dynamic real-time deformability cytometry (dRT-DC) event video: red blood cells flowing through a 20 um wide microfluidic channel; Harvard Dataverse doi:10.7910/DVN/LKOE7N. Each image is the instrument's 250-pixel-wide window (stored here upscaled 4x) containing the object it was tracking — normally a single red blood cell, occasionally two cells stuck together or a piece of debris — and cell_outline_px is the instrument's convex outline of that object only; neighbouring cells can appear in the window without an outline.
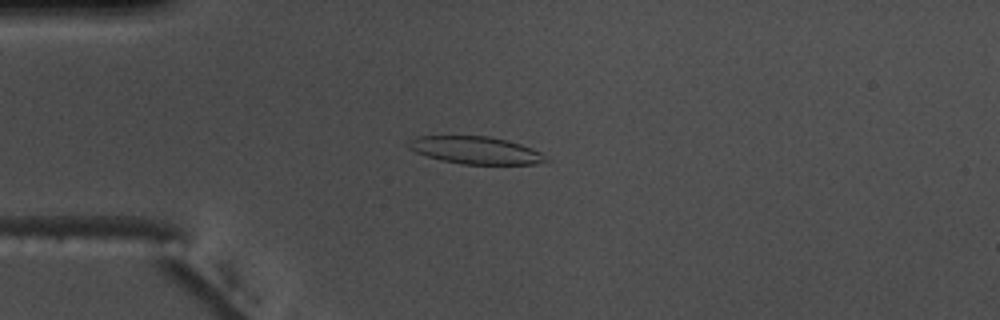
{"species": "common noctule bat (a hibernating species)", "species_latin": "Nyctalus noctula", "temperature_condition": "warm", "stored_images_in_passage": 54, "camera_frame_rate_fps": 3000, "um_per_image_px": 0.085, "animal": {"sex": "male", "body_mass_g": 17.5, "forearm_length_mm": 52.3}, "frame": {"image": 1, "passage_image": 14, "time_ms": 4.333, "image_size_px": [1000, 320], "cell_outline_px": [[552, 160], [536, 164], [460, 164], [440, 160], [416, 152], [408, 148], [408, 140], [416, 136], [488, 136], [508, 140], [532, 148], [540, 152]], "centroid_in_image_um": [40.44, 12.77], "position_along_channel_um": 44.6, "area_um2": 22.08}}
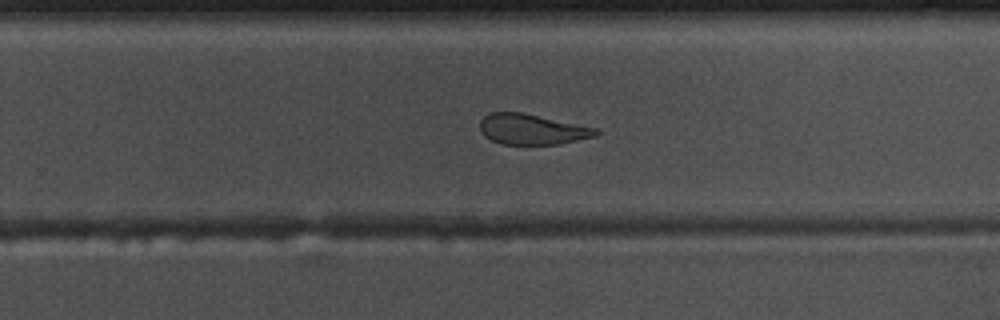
{"frame": {"image": 2, "passage_image": 35, "time_ms": 11.333, "image_size_px": [1000, 320], "cell_outline_px": [[600, 132], [596, 136], [560, 144], [500, 144], [484, 136], [480, 132], [480, 120], [484, 116], [492, 112], [520, 112], [600, 128]], "centroid_in_image_um": [45.24, 10.99], "position_along_channel_um": 284.6, "area_um2": 20.75}}
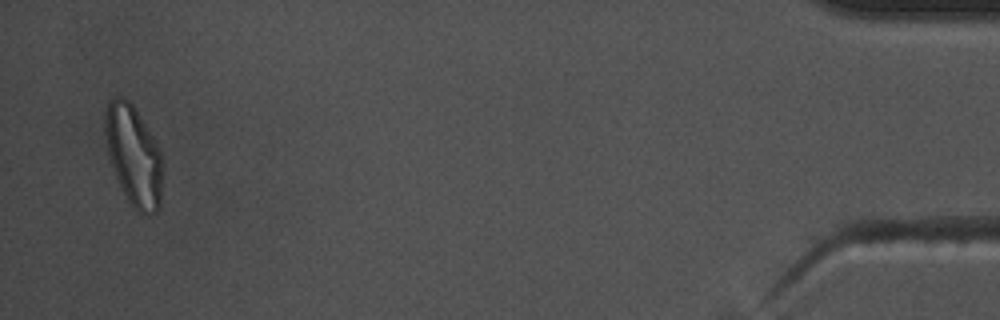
{"frame": {"image": 3, "passage_image": 53, "time_ms": 17.333, "image_size_px": [1000, 320], "cell_outline_px": [[164, 168], [160, 208], [156, 212], [148, 216], [144, 216], [136, 212], [132, 208], [116, 176], [108, 152], [104, 132], [104, 112], [108, 100], [112, 96], [120, 96], [128, 100], [132, 104], [160, 148], [164, 164]], "centroid_in_image_um": [11.39, 13.25], "position_along_channel_um": 423.8, "area_um2": 34.28}, "authors_computed_cell_mechanics": {"area_um2": 22.8599, "velocity_mm_per_s": 3.7269, "shape_relaxation_time_tau1_ms": 6.7403, "shape_relaxation_time_tau2_ms": 1.4596, "deformation_change_tau1": 0.2224, "deformation_change_tau2": 0.0856}}